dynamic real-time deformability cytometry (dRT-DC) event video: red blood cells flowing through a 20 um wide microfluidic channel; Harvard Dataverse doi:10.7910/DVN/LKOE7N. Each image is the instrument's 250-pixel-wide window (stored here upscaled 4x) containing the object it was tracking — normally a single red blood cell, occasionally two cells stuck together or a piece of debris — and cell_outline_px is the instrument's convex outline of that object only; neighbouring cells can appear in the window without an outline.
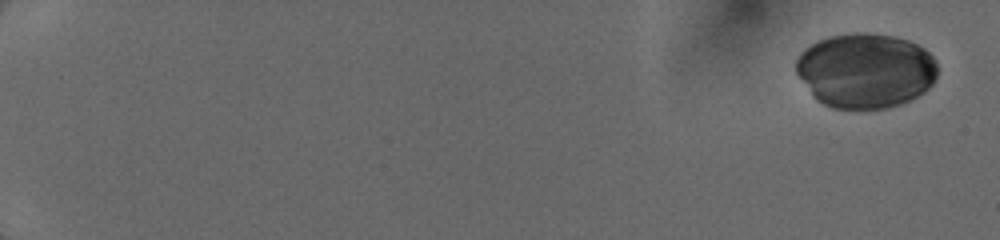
{"species": "human", "species_latin": "Homo sapiens", "temperature_condition": "cold", "stored_images_in_passage": 23, "camera_frame_rate_fps": 3000, "um_per_image_px": 0.085, "donor": {"sex": "female"}, "frame": {"image": 1, "passage_image": 1, "time_ms": 0.0, "image_size_px": [1000, 240], "cell_outline_px": [[936, 76], [932, 84], [924, 92], [912, 100], [888, 108], [832, 108], [816, 100], [812, 96], [796, 72], [796, 60], [812, 44], [820, 40], [832, 36], [856, 32], [864, 32], [896, 36], [908, 40], [924, 48], [936, 60]], "centroid_in_image_um": [73.59, 6.0], "position_along_channel_um": 11.4, "area_um2": 61.61}}